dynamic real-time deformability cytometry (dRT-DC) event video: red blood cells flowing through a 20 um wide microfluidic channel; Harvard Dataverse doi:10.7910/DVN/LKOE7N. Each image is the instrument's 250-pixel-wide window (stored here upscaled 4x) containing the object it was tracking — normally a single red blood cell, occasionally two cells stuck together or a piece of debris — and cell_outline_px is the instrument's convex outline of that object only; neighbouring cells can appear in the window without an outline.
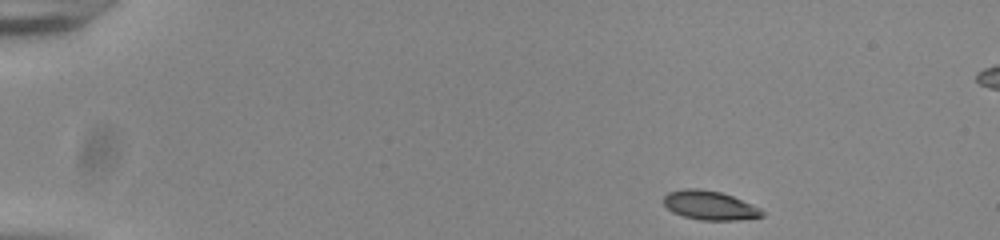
{"species": "common noctule bat (a hibernating species)", "species_latin": "Nyctalus noctula", "temperature_condition": "room temperature", "stored_images_in_passage": 47, "camera_frame_rate_fps": 3000, "um_per_image_px": 0.085, "animal": {"sex": "male", "body_mass_g": 20.0, "forearm_length_mm": 53.3}, "frame": {"image": 1, "passage_image": 1, "time_ms": 0.0, "image_size_px": [1000, 240], "cell_outline_px": [[764, 216], [736, 220], [700, 220], [684, 216], [672, 212], [664, 204], [664, 196], [668, 192], [684, 188], [700, 188], [720, 192], [732, 196], [752, 204], [760, 208], [764, 212]], "centroid_in_image_um": [60.32, 17.45], "position_along_channel_um": 24.7, "area_um2": 16.65}}
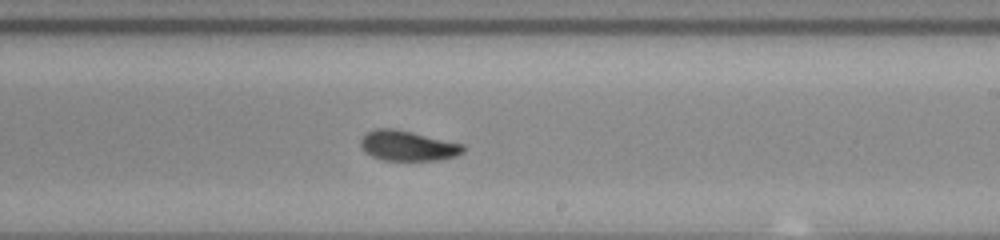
{"frame": {"image": 2, "passage_image": 27, "time_ms": 8.667, "image_size_px": [1000, 240], "cell_outline_px": [[464, 152], [456, 156], [440, 160], [380, 160], [364, 152], [360, 144], [360, 140], [368, 132], [376, 128], [392, 128], [412, 132], [464, 144]], "centroid_in_image_um": [34.66, 12.4], "position_along_channel_um": 254.3, "area_um2": 18.03}}
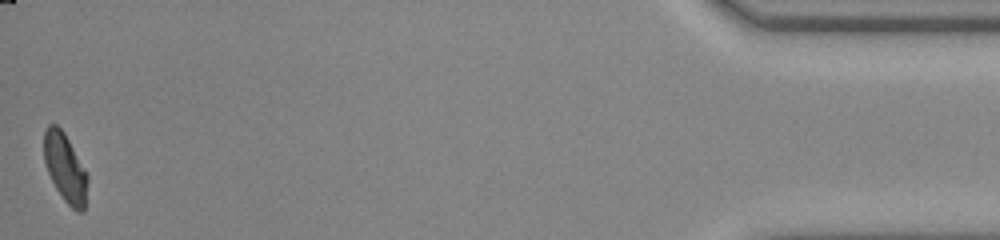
{"frame": {"image": 3, "passage_image": 47, "time_ms": 15.333, "image_size_px": [1000, 240], "cell_outline_px": [[88, 180], [84, 212], [76, 212], [64, 200], [56, 188], [48, 172], [44, 160], [44, 128], [48, 124], [56, 124], [64, 132], [88, 176]], "centroid_in_image_um": [5.53, 14.27], "position_along_channel_um": 429.7, "area_um2": 17.28}, "authors_computed_cell_mechanics": {"area_um2": 17.6868, "velocity_mm_per_s": 3.8594, "shape_relaxation_time_tau1_ms": 3.5174, "shape_relaxation_time_tau2_ms": 1.4422, "deformation_change_tau1": 0.1353, "deformation_change_tau2": 0.0565}}